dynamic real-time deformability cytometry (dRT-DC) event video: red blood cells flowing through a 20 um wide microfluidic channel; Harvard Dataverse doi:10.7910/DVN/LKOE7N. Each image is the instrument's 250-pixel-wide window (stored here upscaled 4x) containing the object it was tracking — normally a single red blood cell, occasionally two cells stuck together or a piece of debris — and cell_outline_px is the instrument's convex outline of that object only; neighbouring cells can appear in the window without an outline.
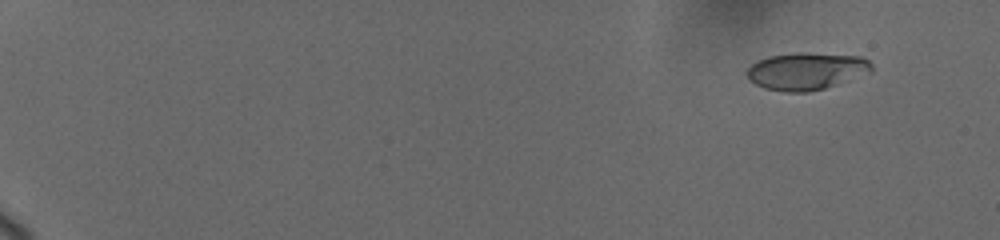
{"species": "human", "species_latin": "Homo sapiens", "temperature_condition": "cold", "stored_images_in_passage": 15, "camera_frame_rate_fps": 3000, "um_per_image_px": 0.085, "donor": {"sex": "female"}, "frame": {"image": 1, "passage_image": 4, "time_ms": 1.667, "image_size_px": [1000, 240], "cell_outline_px": [[872, 72], [840, 84], [808, 92], [784, 92], [764, 88], [748, 80], [748, 68], [752, 64], [768, 56], [796, 52], [808, 52], [860, 56], [868, 60], [872, 64]], "centroid_in_image_um": [68.58, 6.04], "position_along_channel_um": 16.4, "area_um2": 27.34}}
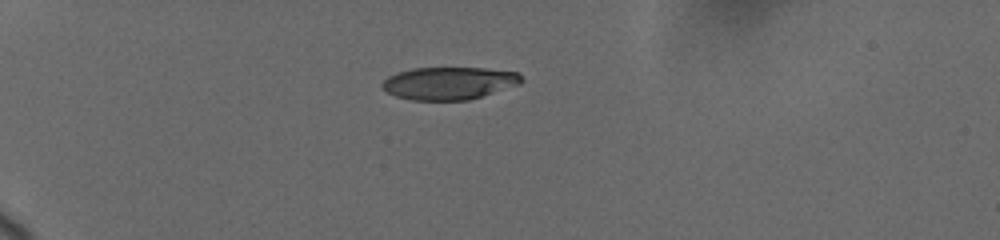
{"frame": {"image": 2, "passage_image": 12, "time_ms": 6.0, "image_size_px": [1000, 240], "cell_outline_px": [[524, 80], [520, 84], [468, 100], [412, 100], [396, 96], [380, 88], [380, 84], [388, 76], [396, 72], [412, 68], [484, 68], [516, 72]], "centroid_in_image_um": [38.12, 7.07], "position_along_channel_um": 46.9, "area_um2": 26.41}}